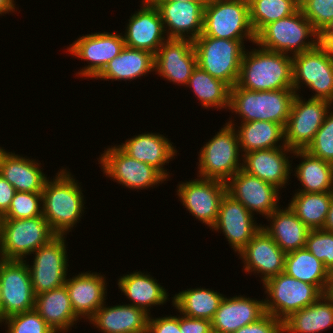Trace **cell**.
I'll return each mask as SVG.
<instances>
[{
    "label": "cell",
    "mask_w": 333,
    "mask_h": 333,
    "mask_svg": "<svg viewBox=\"0 0 333 333\" xmlns=\"http://www.w3.org/2000/svg\"><path fill=\"white\" fill-rule=\"evenodd\" d=\"M251 91L293 89L292 56L265 50L258 46L245 50L237 83Z\"/></svg>",
    "instance_id": "1"
},
{
    "label": "cell",
    "mask_w": 333,
    "mask_h": 333,
    "mask_svg": "<svg viewBox=\"0 0 333 333\" xmlns=\"http://www.w3.org/2000/svg\"><path fill=\"white\" fill-rule=\"evenodd\" d=\"M83 196L80 184L66 168L53 180L47 179L42 191L43 217L57 235H67L81 220Z\"/></svg>",
    "instance_id": "2"
},
{
    "label": "cell",
    "mask_w": 333,
    "mask_h": 333,
    "mask_svg": "<svg viewBox=\"0 0 333 333\" xmlns=\"http://www.w3.org/2000/svg\"><path fill=\"white\" fill-rule=\"evenodd\" d=\"M296 93L293 89L251 91L230 88L229 110L241 117V123L270 121L286 126Z\"/></svg>",
    "instance_id": "3"
},
{
    "label": "cell",
    "mask_w": 333,
    "mask_h": 333,
    "mask_svg": "<svg viewBox=\"0 0 333 333\" xmlns=\"http://www.w3.org/2000/svg\"><path fill=\"white\" fill-rule=\"evenodd\" d=\"M318 37L319 33L302 10L298 9L295 13L266 25L256 35L255 44L265 50L291 53L292 56L314 49L319 44Z\"/></svg>",
    "instance_id": "4"
},
{
    "label": "cell",
    "mask_w": 333,
    "mask_h": 333,
    "mask_svg": "<svg viewBox=\"0 0 333 333\" xmlns=\"http://www.w3.org/2000/svg\"><path fill=\"white\" fill-rule=\"evenodd\" d=\"M227 122L200 149L198 176L226 183L241 168L240 148L236 124Z\"/></svg>",
    "instance_id": "5"
},
{
    "label": "cell",
    "mask_w": 333,
    "mask_h": 333,
    "mask_svg": "<svg viewBox=\"0 0 333 333\" xmlns=\"http://www.w3.org/2000/svg\"><path fill=\"white\" fill-rule=\"evenodd\" d=\"M202 35L255 43L248 0H208L204 7Z\"/></svg>",
    "instance_id": "6"
},
{
    "label": "cell",
    "mask_w": 333,
    "mask_h": 333,
    "mask_svg": "<svg viewBox=\"0 0 333 333\" xmlns=\"http://www.w3.org/2000/svg\"><path fill=\"white\" fill-rule=\"evenodd\" d=\"M245 40L200 35L193 41L197 65L232 88L238 80Z\"/></svg>",
    "instance_id": "7"
},
{
    "label": "cell",
    "mask_w": 333,
    "mask_h": 333,
    "mask_svg": "<svg viewBox=\"0 0 333 333\" xmlns=\"http://www.w3.org/2000/svg\"><path fill=\"white\" fill-rule=\"evenodd\" d=\"M56 236L43 216L2 219L0 259L24 260Z\"/></svg>",
    "instance_id": "8"
},
{
    "label": "cell",
    "mask_w": 333,
    "mask_h": 333,
    "mask_svg": "<svg viewBox=\"0 0 333 333\" xmlns=\"http://www.w3.org/2000/svg\"><path fill=\"white\" fill-rule=\"evenodd\" d=\"M293 90L297 94L301 84L315 91L311 99L333 104V53L318 44L314 49L292 56Z\"/></svg>",
    "instance_id": "9"
},
{
    "label": "cell",
    "mask_w": 333,
    "mask_h": 333,
    "mask_svg": "<svg viewBox=\"0 0 333 333\" xmlns=\"http://www.w3.org/2000/svg\"><path fill=\"white\" fill-rule=\"evenodd\" d=\"M263 286L268 295L264 299L265 312L281 321L310 306L323 295L315 285L297 280L285 272L269 278Z\"/></svg>",
    "instance_id": "10"
},
{
    "label": "cell",
    "mask_w": 333,
    "mask_h": 333,
    "mask_svg": "<svg viewBox=\"0 0 333 333\" xmlns=\"http://www.w3.org/2000/svg\"><path fill=\"white\" fill-rule=\"evenodd\" d=\"M302 98L299 93L295 95L284 127L285 144L293 151L307 149L333 105L322 99L309 98L305 101Z\"/></svg>",
    "instance_id": "11"
},
{
    "label": "cell",
    "mask_w": 333,
    "mask_h": 333,
    "mask_svg": "<svg viewBox=\"0 0 333 333\" xmlns=\"http://www.w3.org/2000/svg\"><path fill=\"white\" fill-rule=\"evenodd\" d=\"M1 321L33 310L35 294L26 260L0 259Z\"/></svg>",
    "instance_id": "12"
},
{
    "label": "cell",
    "mask_w": 333,
    "mask_h": 333,
    "mask_svg": "<svg viewBox=\"0 0 333 333\" xmlns=\"http://www.w3.org/2000/svg\"><path fill=\"white\" fill-rule=\"evenodd\" d=\"M99 157L103 174L131 190H145L166 181L153 166L131 158L116 145L109 146Z\"/></svg>",
    "instance_id": "13"
},
{
    "label": "cell",
    "mask_w": 333,
    "mask_h": 333,
    "mask_svg": "<svg viewBox=\"0 0 333 333\" xmlns=\"http://www.w3.org/2000/svg\"><path fill=\"white\" fill-rule=\"evenodd\" d=\"M65 239L64 235H57L33 253V264H28V269L35 295L65 285L69 266Z\"/></svg>",
    "instance_id": "14"
},
{
    "label": "cell",
    "mask_w": 333,
    "mask_h": 333,
    "mask_svg": "<svg viewBox=\"0 0 333 333\" xmlns=\"http://www.w3.org/2000/svg\"><path fill=\"white\" fill-rule=\"evenodd\" d=\"M122 33L95 32L80 36L67 47V52L77 58L89 62L77 75L94 79L124 49Z\"/></svg>",
    "instance_id": "15"
},
{
    "label": "cell",
    "mask_w": 333,
    "mask_h": 333,
    "mask_svg": "<svg viewBox=\"0 0 333 333\" xmlns=\"http://www.w3.org/2000/svg\"><path fill=\"white\" fill-rule=\"evenodd\" d=\"M177 187L183 206L192 216L212 228L218 218L221 200L227 192L226 183L200 177L182 182Z\"/></svg>",
    "instance_id": "16"
},
{
    "label": "cell",
    "mask_w": 333,
    "mask_h": 333,
    "mask_svg": "<svg viewBox=\"0 0 333 333\" xmlns=\"http://www.w3.org/2000/svg\"><path fill=\"white\" fill-rule=\"evenodd\" d=\"M227 193L241 202L251 214L271 215L279 208L276 186L245 172L242 168L226 182Z\"/></svg>",
    "instance_id": "17"
},
{
    "label": "cell",
    "mask_w": 333,
    "mask_h": 333,
    "mask_svg": "<svg viewBox=\"0 0 333 333\" xmlns=\"http://www.w3.org/2000/svg\"><path fill=\"white\" fill-rule=\"evenodd\" d=\"M253 218L254 215L241 202L226 192L220 203L217 221L211 229L223 232L230 246L238 254L262 229V224L259 225Z\"/></svg>",
    "instance_id": "18"
},
{
    "label": "cell",
    "mask_w": 333,
    "mask_h": 333,
    "mask_svg": "<svg viewBox=\"0 0 333 333\" xmlns=\"http://www.w3.org/2000/svg\"><path fill=\"white\" fill-rule=\"evenodd\" d=\"M197 66L193 41L167 39L154 55V71L177 85H187Z\"/></svg>",
    "instance_id": "19"
},
{
    "label": "cell",
    "mask_w": 333,
    "mask_h": 333,
    "mask_svg": "<svg viewBox=\"0 0 333 333\" xmlns=\"http://www.w3.org/2000/svg\"><path fill=\"white\" fill-rule=\"evenodd\" d=\"M207 1H161L158 8L166 37L194 41L203 31L204 7ZM168 27V30H167Z\"/></svg>",
    "instance_id": "20"
},
{
    "label": "cell",
    "mask_w": 333,
    "mask_h": 333,
    "mask_svg": "<svg viewBox=\"0 0 333 333\" xmlns=\"http://www.w3.org/2000/svg\"><path fill=\"white\" fill-rule=\"evenodd\" d=\"M139 11L130 16L125 33V46L152 53L168 39L158 8L147 0H142Z\"/></svg>",
    "instance_id": "21"
},
{
    "label": "cell",
    "mask_w": 333,
    "mask_h": 333,
    "mask_svg": "<svg viewBox=\"0 0 333 333\" xmlns=\"http://www.w3.org/2000/svg\"><path fill=\"white\" fill-rule=\"evenodd\" d=\"M238 255L244 263V271L261 273L262 283L284 272L286 253L264 229H260Z\"/></svg>",
    "instance_id": "22"
},
{
    "label": "cell",
    "mask_w": 333,
    "mask_h": 333,
    "mask_svg": "<svg viewBox=\"0 0 333 333\" xmlns=\"http://www.w3.org/2000/svg\"><path fill=\"white\" fill-rule=\"evenodd\" d=\"M287 153L293 154L294 151L288 147H279L241 153L242 169L278 189L285 188L293 171L290 170L292 165Z\"/></svg>",
    "instance_id": "23"
},
{
    "label": "cell",
    "mask_w": 333,
    "mask_h": 333,
    "mask_svg": "<svg viewBox=\"0 0 333 333\" xmlns=\"http://www.w3.org/2000/svg\"><path fill=\"white\" fill-rule=\"evenodd\" d=\"M106 278L96 272H81L66 279L74 313L81 319H90L106 303Z\"/></svg>",
    "instance_id": "24"
},
{
    "label": "cell",
    "mask_w": 333,
    "mask_h": 333,
    "mask_svg": "<svg viewBox=\"0 0 333 333\" xmlns=\"http://www.w3.org/2000/svg\"><path fill=\"white\" fill-rule=\"evenodd\" d=\"M264 300L243 295L224 297L211 320L212 333H234L265 314Z\"/></svg>",
    "instance_id": "25"
},
{
    "label": "cell",
    "mask_w": 333,
    "mask_h": 333,
    "mask_svg": "<svg viewBox=\"0 0 333 333\" xmlns=\"http://www.w3.org/2000/svg\"><path fill=\"white\" fill-rule=\"evenodd\" d=\"M118 147L131 158L153 166L166 179L170 177L169 172L164 169V165L169 163L174 156H177V151L164 135L159 133L134 135Z\"/></svg>",
    "instance_id": "26"
},
{
    "label": "cell",
    "mask_w": 333,
    "mask_h": 333,
    "mask_svg": "<svg viewBox=\"0 0 333 333\" xmlns=\"http://www.w3.org/2000/svg\"><path fill=\"white\" fill-rule=\"evenodd\" d=\"M149 316L130 304L108 307L104 303L89 322L103 333H147Z\"/></svg>",
    "instance_id": "27"
},
{
    "label": "cell",
    "mask_w": 333,
    "mask_h": 333,
    "mask_svg": "<svg viewBox=\"0 0 333 333\" xmlns=\"http://www.w3.org/2000/svg\"><path fill=\"white\" fill-rule=\"evenodd\" d=\"M40 165L35 159L25 158L4 149L0 156V175L16 191L42 193L47 175L42 172Z\"/></svg>",
    "instance_id": "28"
},
{
    "label": "cell",
    "mask_w": 333,
    "mask_h": 333,
    "mask_svg": "<svg viewBox=\"0 0 333 333\" xmlns=\"http://www.w3.org/2000/svg\"><path fill=\"white\" fill-rule=\"evenodd\" d=\"M266 219L270 221V225L265 227L263 225L262 229L286 254L305 248L310 229L298 219L289 206L284 209L279 207Z\"/></svg>",
    "instance_id": "29"
},
{
    "label": "cell",
    "mask_w": 333,
    "mask_h": 333,
    "mask_svg": "<svg viewBox=\"0 0 333 333\" xmlns=\"http://www.w3.org/2000/svg\"><path fill=\"white\" fill-rule=\"evenodd\" d=\"M34 309L56 333L68 332L80 319L74 313L66 285L35 295Z\"/></svg>",
    "instance_id": "30"
},
{
    "label": "cell",
    "mask_w": 333,
    "mask_h": 333,
    "mask_svg": "<svg viewBox=\"0 0 333 333\" xmlns=\"http://www.w3.org/2000/svg\"><path fill=\"white\" fill-rule=\"evenodd\" d=\"M117 285L132 301L130 305L143 309L149 315L152 306L163 305L169 299L167 290L158 283L156 278L141 271L121 276Z\"/></svg>",
    "instance_id": "31"
},
{
    "label": "cell",
    "mask_w": 333,
    "mask_h": 333,
    "mask_svg": "<svg viewBox=\"0 0 333 333\" xmlns=\"http://www.w3.org/2000/svg\"><path fill=\"white\" fill-rule=\"evenodd\" d=\"M154 71V55L148 51L125 46L95 77L103 80H136Z\"/></svg>",
    "instance_id": "32"
},
{
    "label": "cell",
    "mask_w": 333,
    "mask_h": 333,
    "mask_svg": "<svg viewBox=\"0 0 333 333\" xmlns=\"http://www.w3.org/2000/svg\"><path fill=\"white\" fill-rule=\"evenodd\" d=\"M333 326V296L323 294L316 302L283 321L285 333H321Z\"/></svg>",
    "instance_id": "33"
},
{
    "label": "cell",
    "mask_w": 333,
    "mask_h": 333,
    "mask_svg": "<svg viewBox=\"0 0 333 333\" xmlns=\"http://www.w3.org/2000/svg\"><path fill=\"white\" fill-rule=\"evenodd\" d=\"M293 155L302 158L294 169L303 189L296 192H333V164L311 155L306 150H294Z\"/></svg>",
    "instance_id": "34"
},
{
    "label": "cell",
    "mask_w": 333,
    "mask_h": 333,
    "mask_svg": "<svg viewBox=\"0 0 333 333\" xmlns=\"http://www.w3.org/2000/svg\"><path fill=\"white\" fill-rule=\"evenodd\" d=\"M236 131L240 152H244L243 154L256 150L287 147L284 126L277 123L264 120L250 121L241 123Z\"/></svg>",
    "instance_id": "35"
},
{
    "label": "cell",
    "mask_w": 333,
    "mask_h": 333,
    "mask_svg": "<svg viewBox=\"0 0 333 333\" xmlns=\"http://www.w3.org/2000/svg\"><path fill=\"white\" fill-rule=\"evenodd\" d=\"M284 272L297 280L315 285L323 294L330 293L328 269L306 248L286 254Z\"/></svg>",
    "instance_id": "36"
},
{
    "label": "cell",
    "mask_w": 333,
    "mask_h": 333,
    "mask_svg": "<svg viewBox=\"0 0 333 333\" xmlns=\"http://www.w3.org/2000/svg\"><path fill=\"white\" fill-rule=\"evenodd\" d=\"M225 295L206 288L183 290L172 297V305L180 315L212 320Z\"/></svg>",
    "instance_id": "37"
},
{
    "label": "cell",
    "mask_w": 333,
    "mask_h": 333,
    "mask_svg": "<svg viewBox=\"0 0 333 333\" xmlns=\"http://www.w3.org/2000/svg\"><path fill=\"white\" fill-rule=\"evenodd\" d=\"M333 192H295L289 208L310 230L322 229L329 211Z\"/></svg>",
    "instance_id": "38"
},
{
    "label": "cell",
    "mask_w": 333,
    "mask_h": 333,
    "mask_svg": "<svg viewBox=\"0 0 333 333\" xmlns=\"http://www.w3.org/2000/svg\"><path fill=\"white\" fill-rule=\"evenodd\" d=\"M193 90L203 108L209 110L229 108L230 87L223 81L214 78L198 65L193 70L186 87Z\"/></svg>",
    "instance_id": "39"
},
{
    "label": "cell",
    "mask_w": 333,
    "mask_h": 333,
    "mask_svg": "<svg viewBox=\"0 0 333 333\" xmlns=\"http://www.w3.org/2000/svg\"><path fill=\"white\" fill-rule=\"evenodd\" d=\"M250 23L255 35L266 25L295 13V0H248Z\"/></svg>",
    "instance_id": "40"
},
{
    "label": "cell",
    "mask_w": 333,
    "mask_h": 333,
    "mask_svg": "<svg viewBox=\"0 0 333 333\" xmlns=\"http://www.w3.org/2000/svg\"><path fill=\"white\" fill-rule=\"evenodd\" d=\"M42 193L16 191L2 219H23L43 216Z\"/></svg>",
    "instance_id": "41"
},
{
    "label": "cell",
    "mask_w": 333,
    "mask_h": 333,
    "mask_svg": "<svg viewBox=\"0 0 333 333\" xmlns=\"http://www.w3.org/2000/svg\"><path fill=\"white\" fill-rule=\"evenodd\" d=\"M2 322L8 327L6 333H56L35 309L9 316Z\"/></svg>",
    "instance_id": "42"
},
{
    "label": "cell",
    "mask_w": 333,
    "mask_h": 333,
    "mask_svg": "<svg viewBox=\"0 0 333 333\" xmlns=\"http://www.w3.org/2000/svg\"><path fill=\"white\" fill-rule=\"evenodd\" d=\"M305 248L323 262L330 272L333 268V232L323 229L310 230L306 238Z\"/></svg>",
    "instance_id": "43"
},
{
    "label": "cell",
    "mask_w": 333,
    "mask_h": 333,
    "mask_svg": "<svg viewBox=\"0 0 333 333\" xmlns=\"http://www.w3.org/2000/svg\"><path fill=\"white\" fill-rule=\"evenodd\" d=\"M306 151L333 164V111L330 110L327 113L323 124Z\"/></svg>",
    "instance_id": "44"
},
{
    "label": "cell",
    "mask_w": 333,
    "mask_h": 333,
    "mask_svg": "<svg viewBox=\"0 0 333 333\" xmlns=\"http://www.w3.org/2000/svg\"><path fill=\"white\" fill-rule=\"evenodd\" d=\"M301 10L313 28L320 33L333 19V0H310Z\"/></svg>",
    "instance_id": "45"
},
{
    "label": "cell",
    "mask_w": 333,
    "mask_h": 333,
    "mask_svg": "<svg viewBox=\"0 0 333 333\" xmlns=\"http://www.w3.org/2000/svg\"><path fill=\"white\" fill-rule=\"evenodd\" d=\"M234 333H284L283 321L265 313L257 321L241 327Z\"/></svg>",
    "instance_id": "46"
},
{
    "label": "cell",
    "mask_w": 333,
    "mask_h": 333,
    "mask_svg": "<svg viewBox=\"0 0 333 333\" xmlns=\"http://www.w3.org/2000/svg\"><path fill=\"white\" fill-rule=\"evenodd\" d=\"M147 333H183V329H180V316H149Z\"/></svg>",
    "instance_id": "47"
},
{
    "label": "cell",
    "mask_w": 333,
    "mask_h": 333,
    "mask_svg": "<svg viewBox=\"0 0 333 333\" xmlns=\"http://www.w3.org/2000/svg\"><path fill=\"white\" fill-rule=\"evenodd\" d=\"M180 329H183V333H212L210 320L184 315L180 316Z\"/></svg>",
    "instance_id": "48"
},
{
    "label": "cell",
    "mask_w": 333,
    "mask_h": 333,
    "mask_svg": "<svg viewBox=\"0 0 333 333\" xmlns=\"http://www.w3.org/2000/svg\"><path fill=\"white\" fill-rule=\"evenodd\" d=\"M16 190L0 175V215L3 216L9 209Z\"/></svg>",
    "instance_id": "49"
},
{
    "label": "cell",
    "mask_w": 333,
    "mask_h": 333,
    "mask_svg": "<svg viewBox=\"0 0 333 333\" xmlns=\"http://www.w3.org/2000/svg\"><path fill=\"white\" fill-rule=\"evenodd\" d=\"M319 44L327 45L333 39V19L319 33Z\"/></svg>",
    "instance_id": "50"
},
{
    "label": "cell",
    "mask_w": 333,
    "mask_h": 333,
    "mask_svg": "<svg viewBox=\"0 0 333 333\" xmlns=\"http://www.w3.org/2000/svg\"><path fill=\"white\" fill-rule=\"evenodd\" d=\"M15 1L14 0H0V16L4 13L7 14L9 12L15 11Z\"/></svg>",
    "instance_id": "51"
},
{
    "label": "cell",
    "mask_w": 333,
    "mask_h": 333,
    "mask_svg": "<svg viewBox=\"0 0 333 333\" xmlns=\"http://www.w3.org/2000/svg\"><path fill=\"white\" fill-rule=\"evenodd\" d=\"M322 229L329 232H333V196L330 202L327 218Z\"/></svg>",
    "instance_id": "52"
},
{
    "label": "cell",
    "mask_w": 333,
    "mask_h": 333,
    "mask_svg": "<svg viewBox=\"0 0 333 333\" xmlns=\"http://www.w3.org/2000/svg\"><path fill=\"white\" fill-rule=\"evenodd\" d=\"M150 4L152 5H157L159 2L161 1H183V2H186V1H189V0H147ZM190 1H208V0H190Z\"/></svg>",
    "instance_id": "53"
},
{
    "label": "cell",
    "mask_w": 333,
    "mask_h": 333,
    "mask_svg": "<svg viewBox=\"0 0 333 333\" xmlns=\"http://www.w3.org/2000/svg\"><path fill=\"white\" fill-rule=\"evenodd\" d=\"M329 288L331 292L333 290V268L329 272Z\"/></svg>",
    "instance_id": "54"
},
{
    "label": "cell",
    "mask_w": 333,
    "mask_h": 333,
    "mask_svg": "<svg viewBox=\"0 0 333 333\" xmlns=\"http://www.w3.org/2000/svg\"><path fill=\"white\" fill-rule=\"evenodd\" d=\"M310 0H295L299 9H301Z\"/></svg>",
    "instance_id": "55"
},
{
    "label": "cell",
    "mask_w": 333,
    "mask_h": 333,
    "mask_svg": "<svg viewBox=\"0 0 333 333\" xmlns=\"http://www.w3.org/2000/svg\"><path fill=\"white\" fill-rule=\"evenodd\" d=\"M326 47L333 53V39L326 45Z\"/></svg>",
    "instance_id": "56"
},
{
    "label": "cell",
    "mask_w": 333,
    "mask_h": 333,
    "mask_svg": "<svg viewBox=\"0 0 333 333\" xmlns=\"http://www.w3.org/2000/svg\"><path fill=\"white\" fill-rule=\"evenodd\" d=\"M1 223H2V216L0 215V237H1Z\"/></svg>",
    "instance_id": "57"
},
{
    "label": "cell",
    "mask_w": 333,
    "mask_h": 333,
    "mask_svg": "<svg viewBox=\"0 0 333 333\" xmlns=\"http://www.w3.org/2000/svg\"><path fill=\"white\" fill-rule=\"evenodd\" d=\"M3 151H4L3 147L0 146V156H1Z\"/></svg>",
    "instance_id": "58"
},
{
    "label": "cell",
    "mask_w": 333,
    "mask_h": 333,
    "mask_svg": "<svg viewBox=\"0 0 333 333\" xmlns=\"http://www.w3.org/2000/svg\"><path fill=\"white\" fill-rule=\"evenodd\" d=\"M0 322H1V299H0Z\"/></svg>",
    "instance_id": "59"
}]
</instances>
